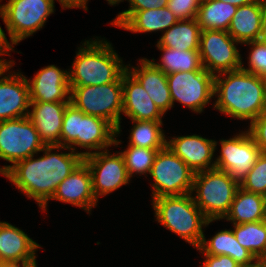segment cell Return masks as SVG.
Instances as JSON below:
<instances>
[{"label": "cell", "instance_id": "obj_1", "mask_svg": "<svg viewBox=\"0 0 266 267\" xmlns=\"http://www.w3.org/2000/svg\"><path fill=\"white\" fill-rule=\"evenodd\" d=\"M60 149L68 153H57ZM58 150L57 152H52ZM43 156L20 160L4 174L8 180L25 194L27 198L37 202L41 211L47 210V204L55 193L57 186L67 178L84 161L82 152H74L61 145H45Z\"/></svg>", "mask_w": 266, "mask_h": 267}, {"label": "cell", "instance_id": "obj_2", "mask_svg": "<svg viewBox=\"0 0 266 267\" xmlns=\"http://www.w3.org/2000/svg\"><path fill=\"white\" fill-rule=\"evenodd\" d=\"M214 96L213 108L235 119L250 120V124L266 113L264 79L242 69L214 76Z\"/></svg>", "mask_w": 266, "mask_h": 267}, {"label": "cell", "instance_id": "obj_3", "mask_svg": "<svg viewBox=\"0 0 266 267\" xmlns=\"http://www.w3.org/2000/svg\"><path fill=\"white\" fill-rule=\"evenodd\" d=\"M97 38V39H96ZM85 40L76 52L72 67L68 69L69 86H96L122 81L127 65L105 39Z\"/></svg>", "mask_w": 266, "mask_h": 267}, {"label": "cell", "instance_id": "obj_4", "mask_svg": "<svg viewBox=\"0 0 266 267\" xmlns=\"http://www.w3.org/2000/svg\"><path fill=\"white\" fill-rule=\"evenodd\" d=\"M117 136L116 129L105 119L85 114L71 103L67 105L61 129V146L74 152L77 151L76 146L88 149L82 152L85 157L108 150L113 145L118 147L121 141L117 140Z\"/></svg>", "mask_w": 266, "mask_h": 267}, {"label": "cell", "instance_id": "obj_5", "mask_svg": "<svg viewBox=\"0 0 266 267\" xmlns=\"http://www.w3.org/2000/svg\"><path fill=\"white\" fill-rule=\"evenodd\" d=\"M152 206L158 223L195 248L202 242L203 228L213 222L204 216L192 194L154 198Z\"/></svg>", "mask_w": 266, "mask_h": 267}, {"label": "cell", "instance_id": "obj_6", "mask_svg": "<svg viewBox=\"0 0 266 267\" xmlns=\"http://www.w3.org/2000/svg\"><path fill=\"white\" fill-rule=\"evenodd\" d=\"M239 186L227 172L212 168L195 173L191 194L208 220L220 221L228 213Z\"/></svg>", "mask_w": 266, "mask_h": 267}, {"label": "cell", "instance_id": "obj_7", "mask_svg": "<svg viewBox=\"0 0 266 267\" xmlns=\"http://www.w3.org/2000/svg\"><path fill=\"white\" fill-rule=\"evenodd\" d=\"M70 103L85 114L108 121L121 133L123 111L122 81L96 86L70 87Z\"/></svg>", "mask_w": 266, "mask_h": 267}, {"label": "cell", "instance_id": "obj_8", "mask_svg": "<svg viewBox=\"0 0 266 267\" xmlns=\"http://www.w3.org/2000/svg\"><path fill=\"white\" fill-rule=\"evenodd\" d=\"M52 0H8L0 4V16L6 25L10 41L15 45L44 27L55 11Z\"/></svg>", "mask_w": 266, "mask_h": 267}, {"label": "cell", "instance_id": "obj_9", "mask_svg": "<svg viewBox=\"0 0 266 267\" xmlns=\"http://www.w3.org/2000/svg\"><path fill=\"white\" fill-rule=\"evenodd\" d=\"M44 146L28 116L0 121V159L12 163L0 167V174L16 162L38 154Z\"/></svg>", "mask_w": 266, "mask_h": 267}, {"label": "cell", "instance_id": "obj_10", "mask_svg": "<svg viewBox=\"0 0 266 267\" xmlns=\"http://www.w3.org/2000/svg\"><path fill=\"white\" fill-rule=\"evenodd\" d=\"M195 173L170 149L159 150L150 171L152 199L161 196L191 194Z\"/></svg>", "mask_w": 266, "mask_h": 267}, {"label": "cell", "instance_id": "obj_11", "mask_svg": "<svg viewBox=\"0 0 266 267\" xmlns=\"http://www.w3.org/2000/svg\"><path fill=\"white\" fill-rule=\"evenodd\" d=\"M238 43L228 31L202 30L199 42L202 67L213 76L241 69L242 56L236 47Z\"/></svg>", "mask_w": 266, "mask_h": 267}, {"label": "cell", "instance_id": "obj_12", "mask_svg": "<svg viewBox=\"0 0 266 267\" xmlns=\"http://www.w3.org/2000/svg\"><path fill=\"white\" fill-rule=\"evenodd\" d=\"M173 102H179L194 113H201L214 97V76L206 69L167 74Z\"/></svg>", "mask_w": 266, "mask_h": 267}, {"label": "cell", "instance_id": "obj_13", "mask_svg": "<svg viewBox=\"0 0 266 267\" xmlns=\"http://www.w3.org/2000/svg\"><path fill=\"white\" fill-rule=\"evenodd\" d=\"M219 144L221 152L215 159V168L227 172L238 182L248 174L262 153L248 130L222 139Z\"/></svg>", "mask_w": 266, "mask_h": 267}, {"label": "cell", "instance_id": "obj_14", "mask_svg": "<svg viewBox=\"0 0 266 267\" xmlns=\"http://www.w3.org/2000/svg\"><path fill=\"white\" fill-rule=\"evenodd\" d=\"M90 169L92 187L96 199L107 196L111 192L130 184V177L122 154H111L109 150L95 152L84 157Z\"/></svg>", "mask_w": 266, "mask_h": 267}, {"label": "cell", "instance_id": "obj_15", "mask_svg": "<svg viewBox=\"0 0 266 267\" xmlns=\"http://www.w3.org/2000/svg\"><path fill=\"white\" fill-rule=\"evenodd\" d=\"M13 65L9 64L0 72V121L29 115L30 98L27 78L21 72L12 73L11 71V74H7Z\"/></svg>", "mask_w": 266, "mask_h": 267}, {"label": "cell", "instance_id": "obj_16", "mask_svg": "<svg viewBox=\"0 0 266 267\" xmlns=\"http://www.w3.org/2000/svg\"><path fill=\"white\" fill-rule=\"evenodd\" d=\"M168 140L167 148L182 159L194 173L215 168L213 158L217 141L196 134L174 136Z\"/></svg>", "mask_w": 266, "mask_h": 267}, {"label": "cell", "instance_id": "obj_17", "mask_svg": "<svg viewBox=\"0 0 266 267\" xmlns=\"http://www.w3.org/2000/svg\"><path fill=\"white\" fill-rule=\"evenodd\" d=\"M30 102H70L69 74L55 65L41 68L27 79Z\"/></svg>", "mask_w": 266, "mask_h": 267}, {"label": "cell", "instance_id": "obj_18", "mask_svg": "<svg viewBox=\"0 0 266 267\" xmlns=\"http://www.w3.org/2000/svg\"><path fill=\"white\" fill-rule=\"evenodd\" d=\"M50 200L72 204L91 214L98 200L93 192L90 169L84 161L57 186Z\"/></svg>", "mask_w": 266, "mask_h": 267}, {"label": "cell", "instance_id": "obj_19", "mask_svg": "<svg viewBox=\"0 0 266 267\" xmlns=\"http://www.w3.org/2000/svg\"><path fill=\"white\" fill-rule=\"evenodd\" d=\"M122 89V114L136 121L163 122L164 113L155 105L148 93L128 71L122 75Z\"/></svg>", "mask_w": 266, "mask_h": 267}, {"label": "cell", "instance_id": "obj_20", "mask_svg": "<svg viewBox=\"0 0 266 267\" xmlns=\"http://www.w3.org/2000/svg\"><path fill=\"white\" fill-rule=\"evenodd\" d=\"M178 19L167 7L140 11H122L110 23L132 33L166 31Z\"/></svg>", "mask_w": 266, "mask_h": 267}, {"label": "cell", "instance_id": "obj_21", "mask_svg": "<svg viewBox=\"0 0 266 267\" xmlns=\"http://www.w3.org/2000/svg\"><path fill=\"white\" fill-rule=\"evenodd\" d=\"M70 102H30L28 117L44 145H61L65 109Z\"/></svg>", "mask_w": 266, "mask_h": 267}, {"label": "cell", "instance_id": "obj_22", "mask_svg": "<svg viewBox=\"0 0 266 267\" xmlns=\"http://www.w3.org/2000/svg\"><path fill=\"white\" fill-rule=\"evenodd\" d=\"M137 67L127 65V71L139 82L155 105L166 114L173 107L167 75L155 67L150 59H139Z\"/></svg>", "mask_w": 266, "mask_h": 267}, {"label": "cell", "instance_id": "obj_23", "mask_svg": "<svg viewBox=\"0 0 266 267\" xmlns=\"http://www.w3.org/2000/svg\"><path fill=\"white\" fill-rule=\"evenodd\" d=\"M40 247L23 230L0 221V263L36 261Z\"/></svg>", "mask_w": 266, "mask_h": 267}, {"label": "cell", "instance_id": "obj_24", "mask_svg": "<svg viewBox=\"0 0 266 267\" xmlns=\"http://www.w3.org/2000/svg\"><path fill=\"white\" fill-rule=\"evenodd\" d=\"M196 249L202 254L230 256L241 267L258 266V260L249 250L241 246L231 229L221 230L208 240L204 234L200 246Z\"/></svg>", "mask_w": 266, "mask_h": 267}, {"label": "cell", "instance_id": "obj_25", "mask_svg": "<svg viewBox=\"0 0 266 267\" xmlns=\"http://www.w3.org/2000/svg\"><path fill=\"white\" fill-rule=\"evenodd\" d=\"M266 4L262 0L242 5L233 15L228 33L239 44L258 40Z\"/></svg>", "mask_w": 266, "mask_h": 267}, {"label": "cell", "instance_id": "obj_26", "mask_svg": "<svg viewBox=\"0 0 266 267\" xmlns=\"http://www.w3.org/2000/svg\"><path fill=\"white\" fill-rule=\"evenodd\" d=\"M223 219L232 224L266 220V197L244 190L239 186L230 209Z\"/></svg>", "mask_w": 266, "mask_h": 267}, {"label": "cell", "instance_id": "obj_27", "mask_svg": "<svg viewBox=\"0 0 266 267\" xmlns=\"http://www.w3.org/2000/svg\"><path fill=\"white\" fill-rule=\"evenodd\" d=\"M201 27L196 18L178 20L168 30L164 31L156 46L178 50H199Z\"/></svg>", "mask_w": 266, "mask_h": 267}, {"label": "cell", "instance_id": "obj_28", "mask_svg": "<svg viewBox=\"0 0 266 267\" xmlns=\"http://www.w3.org/2000/svg\"><path fill=\"white\" fill-rule=\"evenodd\" d=\"M237 8L218 0H202L196 20L201 30L228 31Z\"/></svg>", "mask_w": 266, "mask_h": 267}, {"label": "cell", "instance_id": "obj_29", "mask_svg": "<svg viewBox=\"0 0 266 267\" xmlns=\"http://www.w3.org/2000/svg\"><path fill=\"white\" fill-rule=\"evenodd\" d=\"M163 54L161 63H156L154 58L150 61L155 67L162 70L166 75L175 72H189L202 70L199 50H178L156 46Z\"/></svg>", "mask_w": 266, "mask_h": 267}, {"label": "cell", "instance_id": "obj_30", "mask_svg": "<svg viewBox=\"0 0 266 267\" xmlns=\"http://www.w3.org/2000/svg\"><path fill=\"white\" fill-rule=\"evenodd\" d=\"M237 241L259 260L266 257V220L232 224Z\"/></svg>", "mask_w": 266, "mask_h": 267}, {"label": "cell", "instance_id": "obj_31", "mask_svg": "<svg viewBox=\"0 0 266 267\" xmlns=\"http://www.w3.org/2000/svg\"><path fill=\"white\" fill-rule=\"evenodd\" d=\"M133 127L130 130V146L150 149H163L166 147L167 138L161 128L163 122L131 120Z\"/></svg>", "mask_w": 266, "mask_h": 267}, {"label": "cell", "instance_id": "obj_32", "mask_svg": "<svg viewBox=\"0 0 266 267\" xmlns=\"http://www.w3.org/2000/svg\"><path fill=\"white\" fill-rule=\"evenodd\" d=\"M162 149L141 148L136 146H127V149L121 151L124 163L129 177L133 175H146L150 174L154 158L157 152ZM135 173V174H134Z\"/></svg>", "mask_w": 266, "mask_h": 267}, {"label": "cell", "instance_id": "obj_33", "mask_svg": "<svg viewBox=\"0 0 266 267\" xmlns=\"http://www.w3.org/2000/svg\"><path fill=\"white\" fill-rule=\"evenodd\" d=\"M242 189L258 193L266 197V154L261 153L255 165L239 182Z\"/></svg>", "mask_w": 266, "mask_h": 267}, {"label": "cell", "instance_id": "obj_34", "mask_svg": "<svg viewBox=\"0 0 266 267\" xmlns=\"http://www.w3.org/2000/svg\"><path fill=\"white\" fill-rule=\"evenodd\" d=\"M244 45L251 46L248 57L249 67H244V64L242 62L241 69L263 78L266 75V43L255 40L246 42L244 43Z\"/></svg>", "mask_w": 266, "mask_h": 267}, {"label": "cell", "instance_id": "obj_35", "mask_svg": "<svg viewBox=\"0 0 266 267\" xmlns=\"http://www.w3.org/2000/svg\"><path fill=\"white\" fill-rule=\"evenodd\" d=\"M202 0H168L167 8L178 20L194 19Z\"/></svg>", "mask_w": 266, "mask_h": 267}, {"label": "cell", "instance_id": "obj_36", "mask_svg": "<svg viewBox=\"0 0 266 267\" xmlns=\"http://www.w3.org/2000/svg\"><path fill=\"white\" fill-rule=\"evenodd\" d=\"M248 131L261 152L266 154V113L256 118L249 125Z\"/></svg>", "mask_w": 266, "mask_h": 267}, {"label": "cell", "instance_id": "obj_37", "mask_svg": "<svg viewBox=\"0 0 266 267\" xmlns=\"http://www.w3.org/2000/svg\"><path fill=\"white\" fill-rule=\"evenodd\" d=\"M204 262L200 267H241L234 259L227 255L203 254Z\"/></svg>", "mask_w": 266, "mask_h": 267}, {"label": "cell", "instance_id": "obj_38", "mask_svg": "<svg viewBox=\"0 0 266 267\" xmlns=\"http://www.w3.org/2000/svg\"><path fill=\"white\" fill-rule=\"evenodd\" d=\"M129 8L124 11H140L167 7L168 0H127Z\"/></svg>", "mask_w": 266, "mask_h": 267}, {"label": "cell", "instance_id": "obj_39", "mask_svg": "<svg viewBox=\"0 0 266 267\" xmlns=\"http://www.w3.org/2000/svg\"><path fill=\"white\" fill-rule=\"evenodd\" d=\"M15 44L13 42H9L4 30H2L0 26V56L7 55L11 57L10 52L14 51V46Z\"/></svg>", "mask_w": 266, "mask_h": 267}, {"label": "cell", "instance_id": "obj_40", "mask_svg": "<svg viewBox=\"0 0 266 267\" xmlns=\"http://www.w3.org/2000/svg\"><path fill=\"white\" fill-rule=\"evenodd\" d=\"M36 261L1 262L0 267H36Z\"/></svg>", "mask_w": 266, "mask_h": 267}, {"label": "cell", "instance_id": "obj_41", "mask_svg": "<svg viewBox=\"0 0 266 267\" xmlns=\"http://www.w3.org/2000/svg\"><path fill=\"white\" fill-rule=\"evenodd\" d=\"M87 2L88 0H67V9L81 8L88 12Z\"/></svg>", "mask_w": 266, "mask_h": 267}, {"label": "cell", "instance_id": "obj_42", "mask_svg": "<svg viewBox=\"0 0 266 267\" xmlns=\"http://www.w3.org/2000/svg\"><path fill=\"white\" fill-rule=\"evenodd\" d=\"M259 41L266 43V9L263 14L262 23H261V32L258 38Z\"/></svg>", "mask_w": 266, "mask_h": 267}, {"label": "cell", "instance_id": "obj_43", "mask_svg": "<svg viewBox=\"0 0 266 267\" xmlns=\"http://www.w3.org/2000/svg\"><path fill=\"white\" fill-rule=\"evenodd\" d=\"M218 1H221V2H224V3H229V4L235 5L237 7H240L242 5H246V4L252 3V2H254L256 0H218Z\"/></svg>", "mask_w": 266, "mask_h": 267}, {"label": "cell", "instance_id": "obj_44", "mask_svg": "<svg viewBox=\"0 0 266 267\" xmlns=\"http://www.w3.org/2000/svg\"><path fill=\"white\" fill-rule=\"evenodd\" d=\"M257 267H266V257L258 260V266Z\"/></svg>", "mask_w": 266, "mask_h": 267}, {"label": "cell", "instance_id": "obj_45", "mask_svg": "<svg viewBox=\"0 0 266 267\" xmlns=\"http://www.w3.org/2000/svg\"><path fill=\"white\" fill-rule=\"evenodd\" d=\"M110 6H116V4L123 2L124 0H106ZM126 1V0H125Z\"/></svg>", "mask_w": 266, "mask_h": 267}, {"label": "cell", "instance_id": "obj_46", "mask_svg": "<svg viewBox=\"0 0 266 267\" xmlns=\"http://www.w3.org/2000/svg\"><path fill=\"white\" fill-rule=\"evenodd\" d=\"M52 1L55 2L54 0H52ZM57 1L62 6V9H66L67 8V0H57Z\"/></svg>", "mask_w": 266, "mask_h": 267}, {"label": "cell", "instance_id": "obj_47", "mask_svg": "<svg viewBox=\"0 0 266 267\" xmlns=\"http://www.w3.org/2000/svg\"><path fill=\"white\" fill-rule=\"evenodd\" d=\"M264 82H265V89H266V75L263 77Z\"/></svg>", "mask_w": 266, "mask_h": 267}]
</instances>
